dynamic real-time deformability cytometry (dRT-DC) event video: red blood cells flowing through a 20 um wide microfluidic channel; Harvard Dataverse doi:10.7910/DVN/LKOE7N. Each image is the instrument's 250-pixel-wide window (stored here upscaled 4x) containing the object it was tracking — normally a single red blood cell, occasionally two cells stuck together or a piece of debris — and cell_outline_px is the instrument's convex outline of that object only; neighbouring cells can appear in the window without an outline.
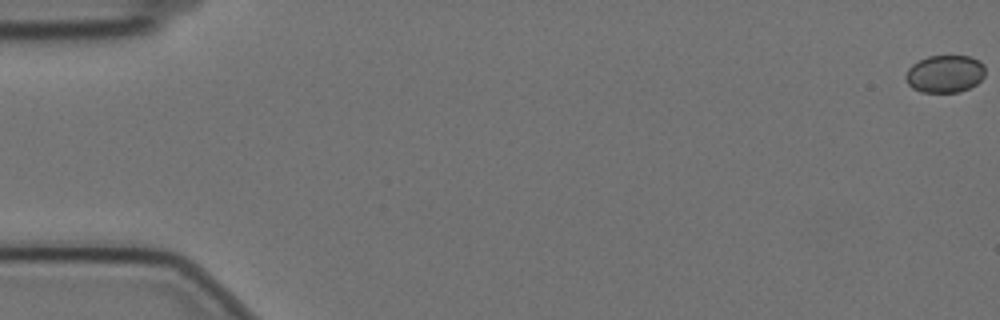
{"species": "Egyptian fruit bat (a non-hibernating species)", "species_latin": "Rousettus aegyptiacus", "temperature_condition": "cold", "stored_images_in_passage": 59, "camera_frame_rate_fps": 3000, "um_per_image_px": 0.085, "animal": {"sex": "female"}, "frame": {"image": 1, "passage_image": 1, "time_ms": 0.0, "image_size_px": [1000, 320], "cell_outline_px": [[984, 76], [976, 84], [960, 92], [920, 92], [912, 88], [908, 84], [904, 76], [908, 68], [912, 64], [928, 56], [968, 56], [980, 60], [984, 64]], "centroid_in_image_um": [80.3, 6.28], "position_along_channel_um": 4.7, "area_um2": 17.46}}
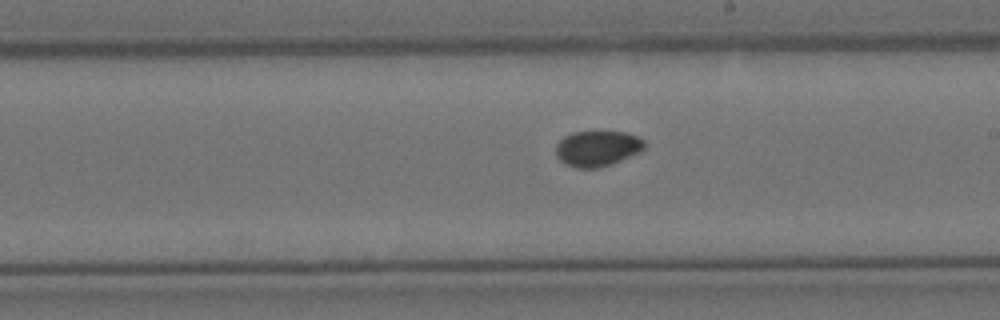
{"frame": {"image": 2, "passage_image": 34, "time_ms": 11.0, "image_size_px": [1000, 320], "cell_outline_px": [[644, 148], [640, 152], [612, 164], [596, 168], [576, 168], [560, 160], [556, 156], [556, 144], [564, 136], [572, 132], [624, 132], [636, 136], [644, 140]], "centroid_in_image_um": [50.77, 12.62], "position_along_channel_um": 238.2, "area_um2": 18.26}}
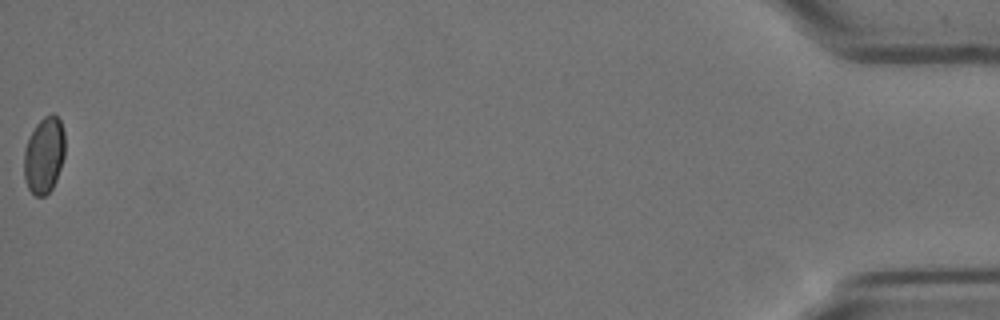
{"frame": {"image": 3, "passage_image": 59, "time_ms": 19.333, "image_size_px": [1000, 320], "cell_outline_px": [[64, 156], [56, 180], [52, 188], [44, 196], [36, 196], [28, 188], [24, 176], [24, 148], [36, 124], [44, 116], [52, 112], [60, 120], [64, 132]], "centroid_in_image_um": [3.75, 13.17], "position_along_channel_um": 431.5, "area_um2": 18.15}}